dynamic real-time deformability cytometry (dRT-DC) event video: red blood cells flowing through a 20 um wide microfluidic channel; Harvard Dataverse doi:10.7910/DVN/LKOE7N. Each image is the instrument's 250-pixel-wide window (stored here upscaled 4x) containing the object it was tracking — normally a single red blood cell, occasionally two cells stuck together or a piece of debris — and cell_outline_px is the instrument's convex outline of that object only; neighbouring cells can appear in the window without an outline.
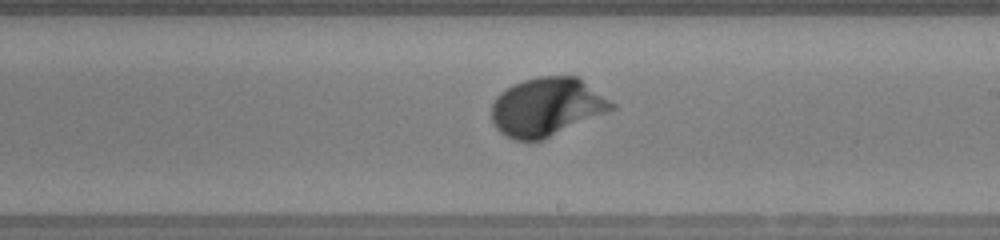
{"species": "human", "species_latin": "Homo sapiens", "temperature_condition": "warm", "stored_images_in_passage": 49, "camera_frame_rate_fps": 3000, "um_per_image_px": 0.085, "donor": {"sex": "female"}, "frame": {"image": 1, "passage_image": 28, "time_ms": 9.0, "image_size_px": [1000, 240], "cell_outline_px": [[616, 108], [544, 140], [512, 140], [500, 132], [496, 128], [492, 120], [492, 104], [496, 96], [500, 92], [512, 84], [524, 80], [540, 76], [576, 76], [616, 104]], "centroid_in_image_um": [46.45, 9.1], "position_along_channel_um": 242.5, "area_um2": 40.86}}
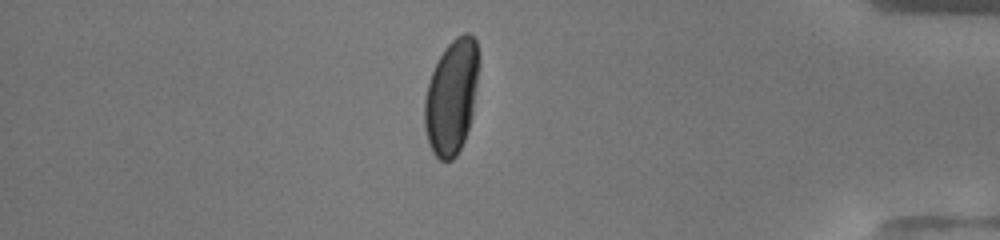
{"frame": {"image": 2, "passage_image": 42, "time_ms": 13.667, "image_size_px": [1000, 240], "cell_outline_px": [[480, 64], [472, 116], [464, 140], [456, 156], [452, 160], [440, 160], [432, 152], [428, 144], [424, 128], [424, 100], [428, 84], [432, 72], [444, 48], [456, 36], [464, 32], [468, 32], [476, 40]], "centroid_in_image_um": [38.39, 8.21], "position_along_channel_um": 396.8, "area_um2": 36.59}}
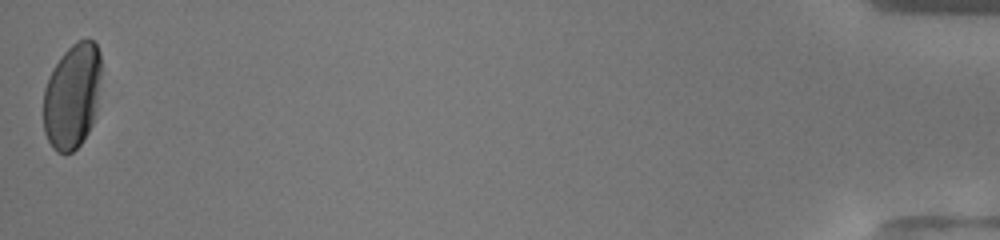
{"frame": {"image": 3, "passage_image": 49, "time_ms": 16.0, "image_size_px": [1000, 240], "cell_outline_px": [[100, 76], [96, 108], [92, 124], [88, 132], [80, 144], [72, 152], [56, 152], [52, 148], [44, 132], [44, 88], [52, 68], [60, 56], [76, 40], [88, 36], [96, 44], [100, 52]], "centroid_in_image_um": [6.12, 8.12], "position_along_channel_um": 429.1, "area_um2": 35.6}, "authors_computed_cell_mechanics": {"area_um2": 38.3214, "velocity_mm_per_s": 4.1352, "shape_relaxation_time_tau1_ms": 1.4445, "shape_relaxation_time_tau2_ms": null, "deformation_change_tau1": 0.1238, "deformation_change_tau2": null}}